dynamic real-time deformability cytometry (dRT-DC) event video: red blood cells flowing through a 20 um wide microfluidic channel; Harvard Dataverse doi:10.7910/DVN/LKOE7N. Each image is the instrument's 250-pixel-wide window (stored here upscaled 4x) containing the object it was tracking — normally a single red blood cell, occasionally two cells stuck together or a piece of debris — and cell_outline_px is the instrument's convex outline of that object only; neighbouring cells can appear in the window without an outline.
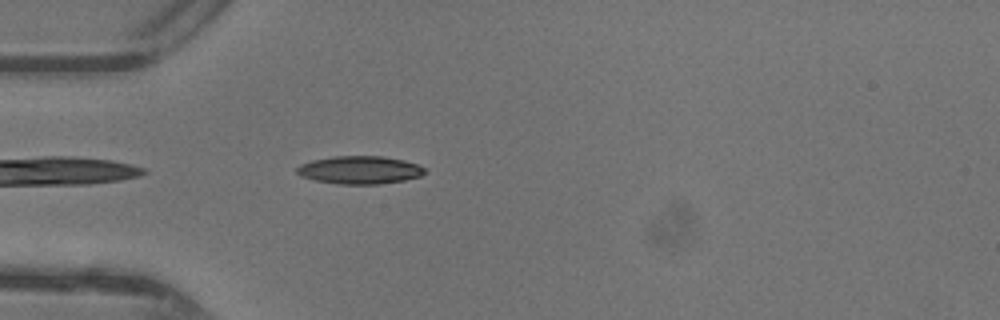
{"species": "common noctule bat (a hibernating species)", "species_latin": "Nyctalus noctula", "temperature_condition": "warm", "stored_images_in_passage": 34, "camera_frame_rate_fps": 3000, "um_per_image_px": 0.085, "animal": {"sex": "female"}, "frame": {"image": 1, "passage_image": 1, "time_ms": 0.0, "image_size_px": [1000, 320], "cell_outline_px": [[428, 172], [420, 176], [404, 180], [380, 184], [336, 184], [316, 180], [300, 176], [296, 172], [296, 168], [300, 164], [312, 160], [336, 156], [384, 156], [404, 160], [416, 164], [424, 168]], "centroid_in_image_um": [30.58, 14.45], "position_along_channel_um": 54.4, "area_um2": 20.87}}
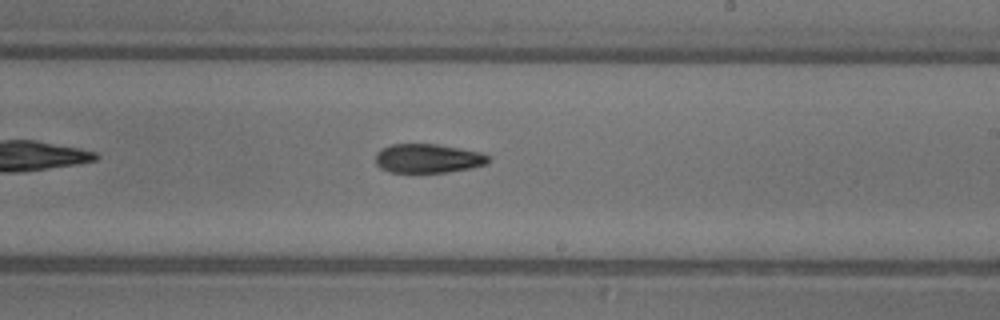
{"frame": {"image": 2, "passage_image": 15, "time_ms": 4.667, "image_size_px": [1000, 320], "cell_outline_px": [[488, 164], [472, 168], [448, 172], [388, 172], [380, 168], [376, 164], [376, 152], [380, 148], [392, 144], [436, 144], [484, 152], [488, 156]], "centroid_in_image_um": [36.38, 13.46], "position_along_channel_um": 252.6, "area_um2": 19.31}}
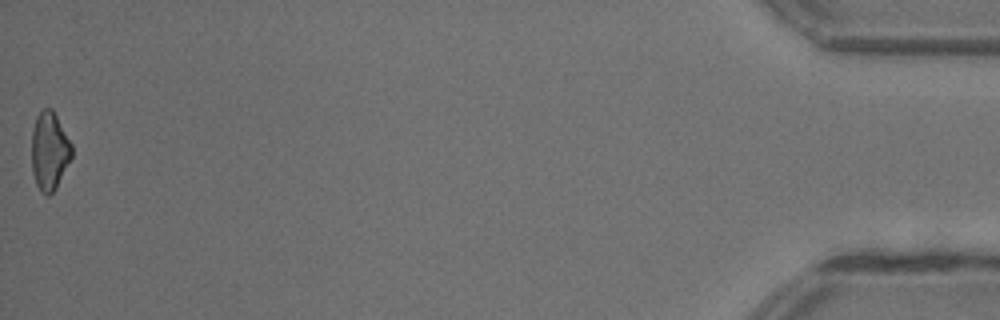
{"frame": {"image": 3, "passage_image": 34, "time_ms": 11.0, "image_size_px": [1000, 320], "cell_outline_px": [[72, 156], [56, 188], [48, 196], [40, 192], [36, 184], [32, 172], [32, 128], [36, 116], [44, 108], [52, 108], [72, 144]], "centroid_in_image_um": [4.19, 12.84], "position_along_channel_um": 431.0, "area_um2": 18.32}, "authors_computed_cell_mechanics": {"area_um2": 19.652, "velocity_mm_per_s": 4.415, "shape_relaxation_time_tau1_ms": 7.939, "shape_relaxation_time_tau2_ms": 3.6539, "deformation_change_tau1": 0.1895, "deformation_change_tau2": 0.1162}}